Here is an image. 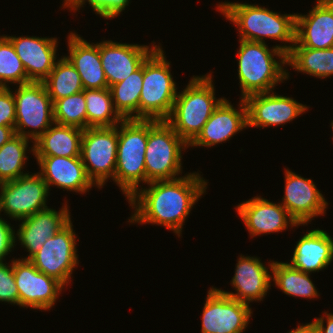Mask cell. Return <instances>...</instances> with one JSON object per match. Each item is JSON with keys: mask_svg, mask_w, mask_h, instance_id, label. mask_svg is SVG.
<instances>
[{"mask_svg": "<svg viewBox=\"0 0 333 333\" xmlns=\"http://www.w3.org/2000/svg\"><path fill=\"white\" fill-rule=\"evenodd\" d=\"M207 185L199 172L174 180L149 182L148 188L141 187L128 199L134 208L128 222L165 226L180 237L186 217L206 192Z\"/></svg>", "mask_w": 333, "mask_h": 333, "instance_id": "obj_1", "label": "cell"}, {"mask_svg": "<svg viewBox=\"0 0 333 333\" xmlns=\"http://www.w3.org/2000/svg\"><path fill=\"white\" fill-rule=\"evenodd\" d=\"M227 20L236 24L240 40L265 43V38L285 42L281 50L288 54L295 43L296 14H279L264 6L238 2L216 5ZM286 43H291L285 45Z\"/></svg>", "mask_w": 333, "mask_h": 333, "instance_id": "obj_2", "label": "cell"}, {"mask_svg": "<svg viewBox=\"0 0 333 333\" xmlns=\"http://www.w3.org/2000/svg\"><path fill=\"white\" fill-rule=\"evenodd\" d=\"M238 78L241 98L256 93L273 91L276 84L289 78L287 54L281 45L268 48L266 43L239 39ZM276 56V58H274Z\"/></svg>", "mask_w": 333, "mask_h": 333, "instance_id": "obj_3", "label": "cell"}, {"mask_svg": "<svg viewBox=\"0 0 333 333\" xmlns=\"http://www.w3.org/2000/svg\"><path fill=\"white\" fill-rule=\"evenodd\" d=\"M212 79L211 73L193 76L186 88L178 92L172 112L165 120L188 145L225 99L215 97Z\"/></svg>", "mask_w": 333, "mask_h": 333, "instance_id": "obj_4", "label": "cell"}, {"mask_svg": "<svg viewBox=\"0 0 333 333\" xmlns=\"http://www.w3.org/2000/svg\"><path fill=\"white\" fill-rule=\"evenodd\" d=\"M147 141L148 119H123L118 124L117 161L113 181L127 200L139 189L141 182L146 184Z\"/></svg>", "mask_w": 333, "mask_h": 333, "instance_id": "obj_5", "label": "cell"}, {"mask_svg": "<svg viewBox=\"0 0 333 333\" xmlns=\"http://www.w3.org/2000/svg\"><path fill=\"white\" fill-rule=\"evenodd\" d=\"M165 57L158 45L143 62L139 119L166 120L172 112L178 89Z\"/></svg>", "mask_w": 333, "mask_h": 333, "instance_id": "obj_6", "label": "cell"}, {"mask_svg": "<svg viewBox=\"0 0 333 333\" xmlns=\"http://www.w3.org/2000/svg\"><path fill=\"white\" fill-rule=\"evenodd\" d=\"M186 148L188 144L165 120L148 119L146 184L180 178L177 176L182 174V149Z\"/></svg>", "mask_w": 333, "mask_h": 333, "instance_id": "obj_7", "label": "cell"}, {"mask_svg": "<svg viewBox=\"0 0 333 333\" xmlns=\"http://www.w3.org/2000/svg\"><path fill=\"white\" fill-rule=\"evenodd\" d=\"M16 104L15 134L36 141L52 124L53 102L43 82L21 84L13 91ZM30 128V130H26Z\"/></svg>", "mask_w": 333, "mask_h": 333, "instance_id": "obj_8", "label": "cell"}, {"mask_svg": "<svg viewBox=\"0 0 333 333\" xmlns=\"http://www.w3.org/2000/svg\"><path fill=\"white\" fill-rule=\"evenodd\" d=\"M118 149V125L89 127L83 130L81 159L89 179L102 188L114 180Z\"/></svg>", "mask_w": 333, "mask_h": 333, "instance_id": "obj_9", "label": "cell"}, {"mask_svg": "<svg viewBox=\"0 0 333 333\" xmlns=\"http://www.w3.org/2000/svg\"><path fill=\"white\" fill-rule=\"evenodd\" d=\"M76 234L70 221L42 245L29 261L37 270L68 285L74 268L79 264Z\"/></svg>", "mask_w": 333, "mask_h": 333, "instance_id": "obj_10", "label": "cell"}, {"mask_svg": "<svg viewBox=\"0 0 333 333\" xmlns=\"http://www.w3.org/2000/svg\"><path fill=\"white\" fill-rule=\"evenodd\" d=\"M49 189L43 177L29 172L19 178L0 184V213L15 220L25 219L48 208Z\"/></svg>", "mask_w": 333, "mask_h": 333, "instance_id": "obj_11", "label": "cell"}, {"mask_svg": "<svg viewBox=\"0 0 333 333\" xmlns=\"http://www.w3.org/2000/svg\"><path fill=\"white\" fill-rule=\"evenodd\" d=\"M13 272L19 307L48 311L64 290L61 282L37 270L29 260L13 259Z\"/></svg>", "mask_w": 333, "mask_h": 333, "instance_id": "obj_12", "label": "cell"}, {"mask_svg": "<svg viewBox=\"0 0 333 333\" xmlns=\"http://www.w3.org/2000/svg\"><path fill=\"white\" fill-rule=\"evenodd\" d=\"M252 312L248 304L232 299L212 286L202 311L201 333H243Z\"/></svg>", "mask_w": 333, "mask_h": 333, "instance_id": "obj_13", "label": "cell"}, {"mask_svg": "<svg viewBox=\"0 0 333 333\" xmlns=\"http://www.w3.org/2000/svg\"><path fill=\"white\" fill-rule=\"evenodd\" d=\"M247 108V127L266 128L288 123L309 108L294 98L273 91L256 93L244 98Z\"/></svg>", "mask_w": 333, "mask_h": 333, "instance_id": "obj_14", "label": "cell"}, {"mask_svg": "<svg viewBox=\"0 0 333 333\" xmlns=\"http://www.w3.org/2000/svg\"><path fill=\"white\" fill-rule=\"evenodd\" d=\"M284 197L281 204L298 225H307L319 215H325L327 201L311 179L285 169Z\"/></svg>", "mask_w": 333, "mask_h": 333, "instance_id": "obj_15", "label": "cell"}, {"mask_svg": "<svg viewBox=\"0 0 333 333\" xmlns=\"http://www.w3.org/2000/svg\"><path fill=\"white\" fill-rule=\"evenodd\" d=\"M235 208L251 238L281 232L289 225L300 226L281 203L276 204L261 196L252 197Z\"/></svg>", "mask_w": 333, "mask_h": 333, "instance_id": "obj_16", "label": "cell"}, {"mask_svg": "<svg viewBox=\"0 0 333 333\" xmlns=\"http://www.w3.org/2000/svg\"><path fill=\"white\" fill-rule=\"evenodd\" d=\"M152 43L151 48L147 45L120 43L112 40H104L99 43V53L108 88L126 79L143 64L158 47L155 42Z\"/></svg>", "mask_w": 333, "mask_h": 333, "instance_id": "obj_17", "label": "cell"}, {"mask_svg": "<svg viewBox=\"0 0 333 333\" xmlns=\"http://www.w3.org/2000/svg\"><path fill=\"white\" fill-rule=\"evenodd\" d=\"M24 65L29 82H43L56 64L57 38L7 36Z\"/></svg>", "mask_w": 333, "mask_h": 333, "instance_id": "obj_18", "label": "cell"}, {"mask_svg": "<svg viewBox=\"0 0 333 333\" xmlns=\"http://www.w3.org/2000/svg\"><path fill=\"white\" fill-rule=\"evenodd\" d=\"M234 108L226 98L214 110L198 136L188 145L213 147L230 140L238 131L247 128V108L244 99Z\"/></svg>", "mask_w": 333, "mask_h": 333, "instance_id": "obj_19", "label": "cell"}, {"mask_svg": "<svg viewBox=\"0 0 333 333\" xmlns=\"http://www.w3.org/2000/svg\"><path fill=\"white\" fill-rule=\"evenodd\" d=\"M70 216L68 205L64 204L59 211L48 207L22 219L15 233V238H18L20 245L29 252V255L22 259L29 260L38 252L48 238L58 233L71 221Z\"/></svg>", "mask_w": 333, "mask_h": 333, "instance_id": "obj_20", "label": "cell"}, {"mask_svg": "<svg viewBox=\"0 0 333 333\" xmlns=\"http://www.w3.org/2000/svg\"><path fill=\"white\" fill-rule=\"evenodd\" d=\"M309 14L295 16V43L305 48L333 47V0H317Z\"/></svg>", "mask_w": 333, "mask_h": 333, "instance_id": "obj_21", "label": "cell"}, {"mask_svg": "<svg viewBox=\"0 0 333 333\" xmlns=\"http://www.w3.org/2000/svg\"><path fill=\"white\" fill-rule=\"evenodd\" d=\"M235 274L231 280L235 293L219 289L223 294L242 303L263 301L271 289L272 272L258 257L240 255L237 258Z\"/></svg>", "mask_w": 333, "mask_h": 333, "instance_id": "obj_22", "label": "cell"}, {"mask_svg": "<svg viewBox=\"0 0 333 333\" xmlns=\"http://www.w3.org/2000/svg\"><path fill=\"white\" fill-rule=\"evenodd\" d=\"M40 167L39 174L50 186L76 193H87L95 185L87 176L85 166L79 157L35 156Z\"/></svg>", "mask_w": 333, "mask_h": 333, "instance_id": "obj_23", "label": "cell"}, {"mask_svg": "<svg viewBox=\"0 0 333 333\" xmlns=\"http://www.w3.org/2000/svg\"><path fill=\"white\" fill-rule=\"evenodd\" d=\"M67 40L69 56L66 57L79 73L84 89L108 88L102 68L99 43L90 44L75 32H70Z\"/></svg>", "mask_w": 333, "mask_h": 333, "instance_id": "obj_24", "label": "cell"}, {"mask_svg": "<svg viewBox=\"0 0 333 333\" xmlns=\"http://www.w3.org/2000/svg\"><path fill=\"white\" fill-rule=\"evenodd\" d=\"M296 243L289 264L300 271L319 272L333 260V238L324 230L308 231Z\"/></svg>", "mask_w": 333, "mask_h": 333, "instance_id": "obj_25", "label": "cell"}, {"mask_svg": "<svg viewBox=\"0 0 333 333\" xmlns=\"http://www.w3.org/2000/svg\"><path fill=\"white\" fill-rule=\"evenodd\" d=\"M82 136L83 129L54 123L34 141L30 152L33 156L79 157Z\"/></svg>", "mask_w": 333, "mask_h": 333, "instance_id": "obj_26", "label": "cell"}, {"mask_svg": "<svg viewBox=\"0 0 333 333\" xmlns=\"http://www.w3.org/2000/svg\"><path fill=\"white\" fill-rule=\"evenodd\" d=\"M268 268L272 272L275 286L286 295L314 299L319 293L310 279V273L292 267L288 262L271 261Z\"/></svg>", "mask_w": 333, "mask_h": 333, "instance_id": "obj_27", "label": "cell"}, {"mask_svg": "<svg viewBox=\"0 0 333 333\" xmlns=\"http://www.w3.org/2000/svg\"><path fill=\"white\" fill-rule=\"evenodd\" d=\"M287 65L297 72L321 79L333 76V47L312 49L293 45L287 54Z\"/></svg>", "mask_w": 333, "mask_h": 333, "instance_id": "obj_28", "label": "cell"}, {"mask_svg": "<svg viewBox=\"0 0 333 333\" xmlns=\"http://www.w3.org/2000/svg\"><path fill=\"white\" fill-rule=\"evenodd\" d=\"M143 64L123 81L109 87L115 110L123 119H139Z\"/></svg>", "mask_w": 333, "mask_h": 333, "instance_id": "obj_29", "label": "cell"}, {"mask_svg": "<svg viewBox=\"0 0 333 333\" xmlns=\"http://www.w3.org/2000/svg\"><path fill=\"white\" fill-rule=\"evenodd\" d=\"M87 128L117 126L123 120L115 110L109 88L84 89Z\"/></svg>", "mask_w": 333, "mask_h": 333, "instance_id": "obj_30", "label": "cell"}, {"mask_svg": "<svg viewBox=\"0 0 333 333\" xmlns=\"http://www.w3.org/2000/svg\"><path fill=\"white\" fill-rule=\"evenodd\" d=\"M43 83L52 102L84 90L79 73L66 56L57 59Z\"/></svg>", "mask_w": 333, "mask_h": 333, "instance_id": "obj_31", "label": "cell"}, {"mask_svg": "<svg viewBox=\"0 0 333 333\" xmlns=\"http://www.w3.org/2000/svg\"><path fill=\"white\" fill-rule=\"evenodd\" d=\"M28 146V138L15 134L0 147V184L27 174L23 169L29 157L26 155Z\"/></svg>", "mask_w": 333, "mask_h": 333, "instance_id": "obj_32", "label": "cell"}, {"mask_svg": "<svg viewBox=\"0 0 333 333\" xmlns=\"http://www.w3.org/2000/svg\"><path fill=\"white\" fill-rule=\"evenodd\" d=\"M84 90L53 102L54 123L87 128V113Z\"/></svg>", "mask_w": 333, "mask_h": 333, "instance_id": "obj_33", "label": "cell"}, {"mask_svg": "<svg viewBox=\"0 0 333 333\" xmlns=\"http://www.w3.org/2000/svg\"><path fill=\"white\" fill-rule=\"evenodd\" d=\"M29 83L23 63L18 58L11 41L0 36V87H10L9 84Z\"/></svg>", "mask_w": 333, "mask_h": 333, "instance_id": "obj_34", "label": "cell"}, {"mask_svg": "<svg viewBox=\"0 0 333 333\" xmlns=\"http://www.w3.org/2000/svg\"><path fill=\"white\" fill-rule=\"evenodd\" d=\"M8 265L0 262V301L19 306V293L14 278L13 260Z\"/></svg>", "mask_w": 333, "mask_h": 333, "instance_id": "obj_35", "label": "cell"}, {"mask_svg": "<svg viewBox=\"0 0 333 333\" xmlns=\"http://www.w3.org/2000/svg\"><path fill=\"white\" fill-rule=\"evenodd\" d=\"M10 87H0V126H15L16 104Z\"/></svg>", "mask_w": 333, "mask_h": 333, "instance_id": "obj_36", "label": "cell"}, {"mask_svg": "<svg viewBox=\"0 0 333 333\" xmlns=\"http://www.w3.org/2000/svg\"><path fill=\"white\" fill-rule=\"evenodd\" d=\"M10 225V223L0 216V262H4L5 257L16 246L15 230Z\"/></svg>", "mask_w": 333, "mask_h": 333, "instance_id": "obj_37", "label": "cell"}, {"mask_svg": "<svg viewBox=\"0 0 333 333\" xmlns=\"http://www.w3.org/2000/svg\"><path fill=\"white\" fill-rule=\"evenodd\" d=\"M63 8H70L69 11H78L81 7H84L85 2L91 6V9L95 14L107 19V0H64Z\"/></svg>", "mask_w": 333, "mask_h": 333, "instance_id": "obj_38", "label": "cell"}, {"mask_svg": "<svg viewBox=\"0 0 333 333\" xmlns=\"http://www.w3.org/2000/svg\"><path fill=\"white\" fill-rule=\"evenodd\" d=\"M324 314L325 315L320 318H314V321H312L315 326L316 333H333V313L324 311ZM324 318L326 319L324 320ZM324 323H326L327 326H325Z\"/></svg>", "mask_w": 333, "mask_h": 333, "instance_id": "obj_39", "label": "cell"}, {"mask_svg": "<svg viewBox=\"0 0 333 333\" xmlns=\"http://www.w3.org/2000/svg\"><path fill=\"white\" fill-rule=\"evenodd\" d=\"M130 0H107V19L116 18L125 8Z\"/></svg>", "mask_w": 333, "mask_h": 333, "instance_id": "obj_40", "label": "cell"}, {"mask_svg": "<svg viewBox=\"0 0 333 333\" xmlns=\"http://www.w3.org/2000/svg\"><path fill=\"white\" fill-rule=\"evenodd\" d=\"M15 126H0V147L15 135Z\"/></svg>", "mask_w": 333, "mask_h": 333, "instance_id": "obj_41", "label": "cell"}, {"mask_svg": "<svg viewBox=\"0 0 333 333\" xmlns=\"http://www.w3.org/2000/svg\"><path fill=\"white\" fill-rule=\"evenodd\" d=\"M288 333H316L315 326L312 322L298 325L295 329L290 330Z\"/></svg>", "mask_w": 333, "mask_h": 333, "instance_id": "obj_42", "label": "cell"}, {"mask_svg": "<svg viewBox=\"0 0 333 333\" xmlns=\"http://www.w3.org/2000/svg\"><path fill=\"white\" fill-rule=\"evenodd\" d=\"M331 128H332V131H333V121L331 122Z\"/></svg>", "mask_w": 333, "mask_h": 333, "instance_id": "obj_43", "label": "cell"}]
</instances>
